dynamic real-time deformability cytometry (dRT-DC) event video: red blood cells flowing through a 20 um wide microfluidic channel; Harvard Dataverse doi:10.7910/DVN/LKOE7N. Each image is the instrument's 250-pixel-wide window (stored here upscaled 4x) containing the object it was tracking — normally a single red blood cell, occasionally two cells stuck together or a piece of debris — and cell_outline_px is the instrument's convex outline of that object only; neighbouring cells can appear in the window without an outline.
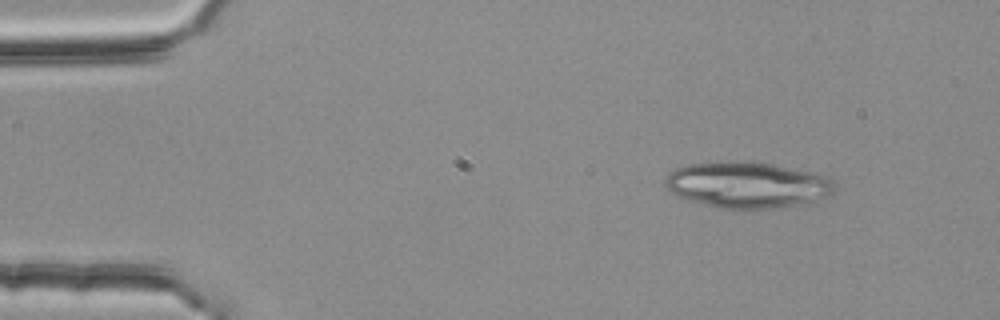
{"species": "common noctule bat (a hibernating species)", "species_latin": "Nyctalus noctula", "temperature_condition": "room temperature", "stored_images_in_passage": 17, "camera_frame_rate_fps": 3000, "um_per_image_px": 0.085, "animal": {"sex": "female", "body_mass_g": 25.1}, "frame": {"image": 1, "passage_image": 6, "time_ms": 1.667, "image_size_px": [1000, 320], "cell_outline_px": [[836, 192], [832, 196], [804, 204], [748, 212], [732, 212], [716, 208], [676, 196], [664, 184], [664, 180], [676, 168], [688, 164], [772, 164], [832, 176], [836, 184]], "centroid_in_image_um": [63.64, 15.82], "position_along_channel_um": 21.4, "area_um2": 45.95}}